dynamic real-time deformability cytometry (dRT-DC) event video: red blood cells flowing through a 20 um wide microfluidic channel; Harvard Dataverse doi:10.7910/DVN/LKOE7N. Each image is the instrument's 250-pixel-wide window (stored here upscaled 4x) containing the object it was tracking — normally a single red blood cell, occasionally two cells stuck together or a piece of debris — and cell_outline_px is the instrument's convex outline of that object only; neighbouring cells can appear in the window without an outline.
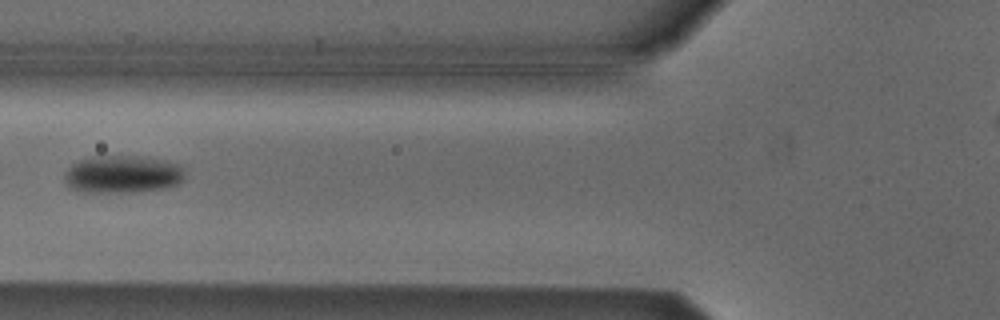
{"species": "Egyptian fruit bat (a non-hibernating species)", "species_latin": "Rousettus aegyptiacus", "temperature_condition": "cold", "stored_images_in_passage": 5, "camera_frame_rate_fps": 3000, "um_per_image_px": 0.085, "animal": {"sex": "male"}, "frame": {"image": 1, "passage_image": 4, "time_ms": 1.0, "image_size_px": [1000, 320], "cell_outline_px": [[184, 180], [180, 184], [164, 188], [132, 192], [84, 192], [72, 188], [64, 180], [64, 172], [72, 164], [80, 160], [92, 156], [136, 156], [168, 160], [180, 164], [184, 168]], "centroid_in_image_um": [10.46, 14.8], "position_along_channel_um": 115.3, "area_um2": 26.65}}
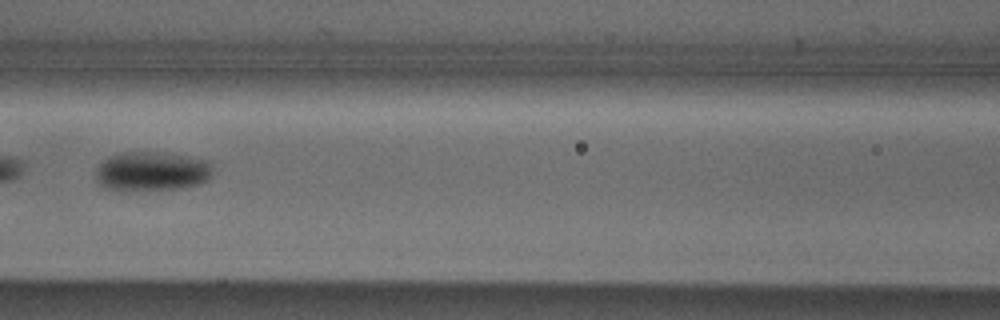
{"frame": {"image": 2, "passage_image": 5, "time_ms": 1.333, "image_size_px": [1000, 320], "cell_outline_px": [[212, 172], [200, 184], [180, 188], [140, 192], [120, 192], [104, 188], [96, 180], [96, 168], [108, 156], [120, 152], [160, 152], [212, 160]], "centroid_in_image_um": [12.86, 14.59], "position_along_channel_um": 153.7, "area_um2": 27.63}}